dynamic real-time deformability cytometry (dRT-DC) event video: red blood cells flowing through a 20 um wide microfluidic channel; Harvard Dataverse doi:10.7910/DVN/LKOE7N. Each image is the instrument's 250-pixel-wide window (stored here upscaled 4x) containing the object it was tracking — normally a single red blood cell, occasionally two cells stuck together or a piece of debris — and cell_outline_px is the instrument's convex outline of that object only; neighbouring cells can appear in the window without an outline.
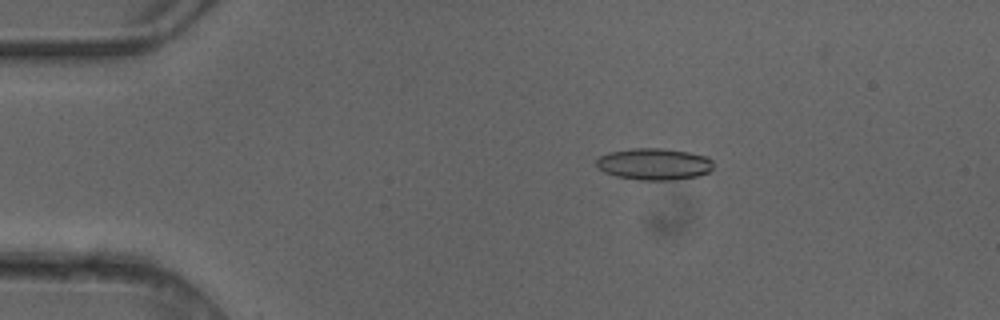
{"species": "common noctule bat (a hibernating species)", "species_latin": "Nyctalus noctula", "temperature_condition": "cold", "stored_images_in_passage": 4, "camera_frame_rate_fps": 3000, "um_per_image_px": 0.085, "animal": {"sex": "female"}, "frame": {"image": 1, "passage_image": 2, "time_ms": 0.333, "image_size_px": [1000, 320], "cell_outline_px": [[712, 168], [708, 172], [700, 176], [672, 180], [640, 180], [616, 176], [604, 172], [596, 168], [596, 160], [600, 156], [608, 152], [632, 148], [660, 148], [688, 152], [704, 156], [712, 160]], "centroid_in_image_um": [55.56, 13.95], "position_along_channel_um": 29.4, "area_um2": 21.68}}
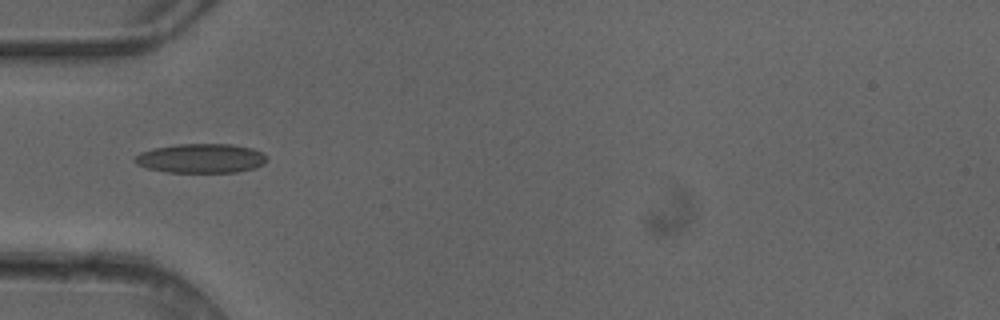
{"frame": {"image": 2, "passage_image": 4, "time_ms": 1.0, "image_size_px": [1000, 320], "cell_outline_px": [[268, 160], [264, 164], [256, 168], [236, 172], [168, 172], [148, 168], [136, 164], [132, 160], [140, 152], [152, 148], [176, 144], [232, 144], [252, 148], [264, 152], [268, 156]], "centroid_in_image_um": [17.12, 13.45], "position_along_channel_um": 67.9, "area_um2": 22.83}}